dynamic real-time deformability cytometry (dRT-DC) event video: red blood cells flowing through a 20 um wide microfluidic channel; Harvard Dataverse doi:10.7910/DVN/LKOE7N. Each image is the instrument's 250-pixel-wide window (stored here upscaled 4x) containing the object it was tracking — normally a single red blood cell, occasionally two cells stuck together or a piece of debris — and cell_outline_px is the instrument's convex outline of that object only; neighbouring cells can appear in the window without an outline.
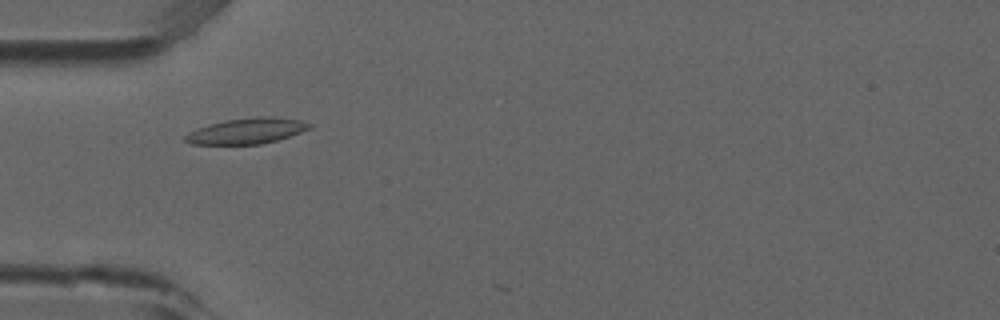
{"species": "common noctule bat (a hibernating species)", "species_latin": "Nyctalus noctula", "temperature_condition": "room temperature", "stored_images_in_passage": 2, "camera_frame_rate_fps": 3000, "um_per_image_px": 0.085, "animal": {"sex": "male", "forearm_length_mm": 52.5}, "frame": {"image": 1, "passage_image": 2, "time_ms": 0.333, "image_size_px": [1000, 320], "cell_outline_px": [[312, 128], [276, 140], [260, 144], [192, 144], [184, 140], [184, 136], [208, 124], [224, 120], [256, 116], [272, 116], [300, 120], [312, 124]], "centroid_in_image_um": [21.01, 11.11], "position_along_channel_um": 64.0, "area_um2": 18.44}}